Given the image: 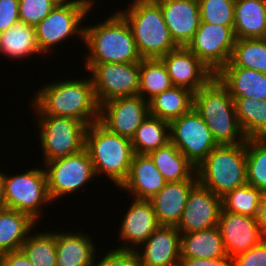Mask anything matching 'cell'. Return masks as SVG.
<instances>
[{"instance_id":"obj_29","label":"cell","mask_w":266,"mask_h":266,"mask_svg":"<svg viewBox=\"0 0 266 266\" xmlns=\"http://www.w3.org/2000/svg\"><path fill=\"white\" fill-rule=\"evenodd\" d=\"M194 105V92L190 89L172 86L149 101V115L169 123L188 113Z\"/></svg>"},{"instance_id":"obj_1","label":"cell","mask_w":266,"mask_h":266,"mask_svg":"<svg viewBox=\"0 0 266 266\" xmlns=\"http://www.w3.org/2000/svg\"><path fill=\"white\" fill-rule=\"evenodd\" d=\"M32 99L35 115L69 117L87 127L99 121L100 106L90 77L50 82L42 86Z\"/></svg>"},{"instance_id":"obj_32","label":"cell","mask_w":266,"mask_h":266,"mask_svg":"<svg viewBox=\"0 0 266 266\" xmlns=\"http://www.w3.org/2000/svg\"><path fill=\"white\" fill-rule=\"evenodd\" d=\"M170 123L148 115L131 139L134 153L149 154L170 142Z\"/></svg>"},{"instance_id":"obj_13","label":"cell","mask_w":266,"mask_h":266,"mask_svg":"<svg viewBox=\"0 0 266 266\" xmlns=\"http://www.w3.org/2000/svg\"><path fill=\"white\" fill-rule=\"evenodd\" d=\"M87 14L88 11L80 5L55 6L49 15L35 26L36 42L41 55L51 52L55 45L75 34L84 40V27L80 24Z\"/></svg>"},{"instance_id":"obj_11","label":"cell","mask_w":266,"mask_h":266,"mask_svg":"<svg viewBox=\"0 0 266 266\" xmlns=\"http://www.w3.org/2000/svg\"><path fill=\"white\" fill-rule=\"evenodd\" d=\"M89 72L99 106L111 99L138 94L140 62L96 63Z\"/></svg>"},{"instance_id":"obj_34","label":"cell","mask_w":266,"mask_h":266,"mask_svg":"<svg viewBox=\"0 0 266 266\" xmlns=\"http://www.w3.org/2000/svg\"><path fill=\"white\" fill-rule=\"evenodd\" d=\"M224 67H243L266 74V39H236L230 61Z\"/></svg>"},{"instance_id":"obj_6","label":"cell","mask_w":266,"mask_h":266,"mask_svg":"<svg viewBox=\"0 0 266 266\" xmlns=\"http://www.w3.org/2000/svg\"><path fill=\"white\" fill-rule=\"evenodd\" d=\"M198 183L223 197L247 184L246 142L218 145L196 167Z\"/></svg>"},{"instance_id":"obj_10","label":"cell","mask_w":266,"mask_h":266,"mask_svg":"<svg viewBox=\"0 0 266 266\" xmlns=\"http://www.w3.org/2000/svg\"><path fill=\"white\" fill-rule=\"evenodd\" d=\"M170 141L197 167L218 146L201 115L193 107L170 122Z\"/></svg>"},{"instance_id":"obj_36","label":"cell","mask_w":266,"mask_h":266,"mask_svg":"<svg viewBox=\"0 0 266 266\" xmlns=\"http://www.w3.org/2000/svg\"><path fill=\"white\" fill-rule=\"evenodd\" d=\"M247 184L266 191V138L246 140Z\"/></svg>"},{"instance_id":"obj_46","label":"cell","mask_w":266,"mask_h":266,"mask_svg":"<svg viewBox=\"0 0 266 266\" xmlns=\"http://www.w3.org/2000/svg\"><path fill=\"white\" fill-rule=\"evenodd\" d=\"M6 207L5 190H4V174L0 171V209Z\"/></svg>"},{"instance_id":"obj_20","label":"cell","mask_w":266,"mask_h":266,"mask_svg":"<svg viewBox=\"0 0 266 266\" xmlns=\"http://www.w3.org/2000/svg\"><path fill=\"white\" fill-rule=\"evenodd\" d=\"M161 7L165 23L178 46L186 47L199 24L198 0H155Z\"/></svg>"},{"instance_id":"obj_9","label":"cell","mask_w":266,"mask_h":266,"mask_svg":"<svg viewBox=\"0 0 266 266\" xmlns=\"http://www.w3.org/2000/svg\"><path fill=\"white\" fill-rule=\"evenodd\" d=\"M44 168L52 202L83 188L96 176L85 148L76 154L53 159L45 163Z\"/></svg>"},{"instance_id":"obj_5","label":"cell","mask_w":266,"mask_h":266,"mask_svg":"<svg viewBox=\"0 0 266 266\" xmlns=\"http://www.w3.org/2000/svg\"><path fill=\"white\" fill-rule=\"evenodd\" d=\"M95 175L103 173L118 187L126 180L134 156L131 140L110 132L99 121L85 131V146Z\"/></svg>"},{"instance_id":"obj_38","label":"cell","mask_w":266,"mask_h":266,"mask_svg":"<svg viewBox=\"0 0 266 266\" xmlns=\"http://www.w3.org/2000/svg\"><path fill=\"white\" fill-rule=\"evenodd\" d=\"M200 22L234 26L235 0H198Z\"/></svg>"},{"instance_id":"obj_44","label":"cell","mask_w":266,"mask_h":266,"mask_svg":"<svg viewBox=\"0 0 266 266\" xmlns=\"http://www.w3.org/2000/svg\"><path fill=\"white\" fill-rule=\"evenodd\" d=\"M0 266H33L25 253L19 250H13L0 254Z\"/></svg>"},{"instance_id":"obj_12","label":"cell","mask_w":266,"mask_h":266,"mask_svg":"<svg viewBox=\"0 0 266 266\" xmlns=\"http://www.w3.org/2000/svg\"><path fill=\"white\" fill-rule=\"evenodd\" d=\"M233 27L200 22L186 47L216 74L230 61L236 41Z\"/></svg>"},{"instance_id":"obj_24","label":"cell","mask_w":266,"mask_h":266,"mask_svg":"<svg viewBox=\"0 0 266 266\" xmlns=\"http://www.w3.org/2000/svg\"><path fill=\"white\" fill-rule=\"evenodd\" d=\"M86 233L56 232V266H93L96 248Z\"/></svg>"},{"instance_id":"obj_15","label":"cell","mask_w":266,"mask_h":266,"mask_svg":"<svg viewBox=\"0 0 266 266\" xmlns=\"http://www.w3.org/2000/svg\"><path fill=\"white\" fill-rule=\"evenodd\" d=\"M221 210V197L197 183L189 192L176 228L181 234L212 228L217 226Z\"/></svg>"},{"instance_id":"obj_35","label":"cell","mask_w":266,"mask_h":266,"mask_svg":"<svg viewBox=\"0 0 266 266\" xmlns=\"http://www.w3.org/2000/svg\"><path fill=\"white\" fill-rule=\"evenodd\" d=\"M20 249L33 266H56V232L28 234Z\"/></svg>"},{"instance_id":"obj_23","label":"cell","mask_w":266,"mask_h":266,"mask_svg":"<svg viewBox=\"0 0 266 266\" xmlns=\"http://www.w3.org/2000/svg\"><path fill=\"white\" fill-rule=\"evenodd\" d=\"M215 77L232 97L266 100V74L243 67H222Z\"/></svg>"},{"instance_id":"obj_37","label":"cell","mask_w":266,"mask_h":266,"mask_svg":"<svg viewBox=\"0 0 266 266\" xmlns=\"http://www.w3.org/2000/svg\"><path fill=\"white\" fill-rule=\"evenodd\" d=\"M262 193L261 189L255 188L250 184L235 188L221 197V211H229L256 218Z\"/></svg>"},{"instance_id":"obj_19","label":"cell","mask_w":266,"mask_h":266,"mask_svg":"<svg viewBox=\"0 0 266 266\" xmlns=\"http://www.w3.org/2000/svg\"><path fill=\"white\" fill-rule=\"evenodd\" d=\"M122 218L119 238L124 242L127 241V244L117 249L136 251L160 226L150 200L133 198V202Z\"/></svg>"},{"instance_id":"obj_43","label":"cell","mask_w":266,"mask_h":266,"mask_svg":"<svg viewBox=\"0 0 266 266\" xmlns=\"http://www.w3.org/2000/svg\"><path fill=\"white\" fill-rule=\"evenodd\" d=\"M179 266H232L228 256L212 259L181 258Z\"/></svg>"},{"instance_id":"obj_17","label":"cell","mask_w":266,"mask_h":266,"mask_svg":"<svg viewBox=\"0 0 266 266\" xmlns=\"http://www.w3.org/2000/svg\"><path fill=\"white\" fill-rule=\"evenodd\" d=\"M165 64L173 86L197 92L215 74L187 47L179 46L160 58Z\"/></svg>"},{"instance_id":"obj_42","label":"cell","mask_w":266,"mask_h":266,"mask_svg":"<svg viewBox=\"0 0 266 266\" xmlns=\"http://www.w3.org/2000/svg\"><path fill=\"white\" fill-rule=\"evenodd\" d=\"M19 21V0H0V33Z\"/></svg>"},{"instance_id":"obj_31","label":"cell","mask_w":266,"mask_h":266,"mask_svg":"<svg viewBox=\"0 0 266 266\" xmlns=\"http://www.w3.org/2000/svg\"><path fill=\"white\" fill-rule=\"evenodd\" d=\"M232 98L239 124L247 139L266 138V100Z\"/></svg>"},{"instance_id":"obj_33","label":"cell","mask_w":266,"mask_h":266,"mask_svg":"<svg viewBox=\"0 0 266 266\" xmlns=\"http://www.w3.org/2000/svg\"><path fill=\"white\" fill-rule=\"evenodd\" d=\"M172 86L167 68L160 58L140 61L139 96L149 102Z\"/></svg>"},{"instance_id":"obj_7","label":"cell","mask_w":266,"mask_h":266,"mask_svg":"<svg viewBox=\"0 0 266 266\" xmlns=\"http://www.w3.org/2000/svg\"><path fill=\"white\" fill-rule=\"evenodd\" d=\"M44 162L76 154L84 149L87 126L79 120L53 115H36Z\"/></svg>"},{"instance_id":"obj_22","label":"cell","mask_w":266,"mask_h":266,"mask_svg":"<svg viewBox=\"0 0 266 266\" xmlns=\"http://www.w3.org/2000/svg\"><path fill=\"white\" fill-rule=\"evenodd\" d=\"M198 180L167 182L166 185L150 199L160 226H177L186 206L191 189Z\"/></svg>"},{"instance_id":"obj_3","label":"cell","mask_w":266,"mask_h":266,"mask_svg":"<svg viewBox=\"0 0 266 266\" xmlns=\"http://www.w3.org/2000/svg\"><path fill=\"white\" fill-rule=\"evenodd\" d=\"M193 107L203 118L218 145L246 142L247 137L239 124L234 100L215 76L194 93Z\"/></svg>"},{"instance_id":"obj_48","label":"cell","mask_w":266,"mask_h":266,"mask_svg":"<svg viewBox=\"0 0 266 266\" xmlns=\"http://www.w3.org/2000/svg\"><path fill=\"white\" fill-rule=\"evenodd\" d=\"M55 6L77 5L76 0H51Z\"/></svg>"},{"instance_id":"obj_27","label":"cell","mask_w":266,"mask_h":266,"mask_svg":"<svg viewBox=\"0 0 266 266\" xmlns=\"http://www.w3.org/2000/svg\"><path fill=\"white\" fill-rule=\"evenodd\" d=\"M228 256L218 229L181 234V258L212 259Z\"/></svg>"},{"instance_id":"obj_45","label":"cell","mask_w":266,"mask_h":266,"mask_svg":"<svg viewBox=\"0 0 266 266\" xmlns=\"http://www.w3.org/2000/svg\"><path fill=\"white\" fill-rule=\"evenodd\" d=\"M257 224L259 225L261 233L266 235V191H263L258 212L256 215Z\"/></svg>"},{"instance_id":"obj_28","label":"cell","mask_w":266,"mask_h":266,"mask_svg":"<svg viewBox=\"0 0 266 266\" xmlns=\"http://www.w3.org/2000/svg\"><path fill=\"white\" fill-rule=\"evenodd\" d=\"M36 223L27 213L1 208L0 254L19 250Z\"/></svg>"},{"instance_id":"obj_2","label":"cell","mask_w":266,"mask_h":266,"mask_svg":"<svg viewBox=\"0 0 266 266\" xmlns=\"http://www.w3.org/2000/svg\"><path fill=\"white\" fill-rule=\"evenodd\" d=\"M83 42L89 52L84 65L87 71L96 63H130L142 60L132 30L118 11L104 22L85 26Z\"/></svg>"},{"instance_id":"obj_8","label":"cell","mask_w":266,"mask_h":266,"mask_svg":"<svg viewBox=\"0 0 266 266\" xmlns=\"http://www.w3.org/2000/svg\"><path fill=\"white\" fill-rule=\"evenodd\" d=\"M42 167L32 168L15 176L4 173L6 208L27 213L36 222L42 214L41 206L52 202L48 193L46 171Z\"/></svg>"},{"instance_id":"obj_21","label":"cell","mask_w":266,"mask_h":266,"mask_svg":"<svg viewBox=\"0 0 266 266\" xmlns=\"http://www.w3.org/2000/svg\"><path fill=\"white\" fill-rule=\"evenodd\" d=\"M166 183L148 154L135 153L128 176L119 189L128 191L134 199L150 200Z\"/></svg>"},{"instance_id":"obj_25","label":"cell","mask_w":266,"mask_h":266,"mask_svg":"<svg viewBox=\"0 0 266 266\" xmlns=\"http://www.w3.org/2000/svg\"><path fill=\"white\" fill-rule=\"evenodd\" d=\"M233 30L236 39L264 38L266 0H235Z\"/></svg>"},{"instance_id":"obj_30","label":"cell","mask_w":266,"mask_h":266,"mask_svg":"<svg viewBox=\"0 0 266 266\" xmlns=\"http://www.w3.org/2000/svg\"><path fill=\"white\" fill-rule=\"evenodd\" d=\"M0 52L12 59H24L41 54L36 42L35 27L19 20L8 30L0 33Z\"/></svg>"},{"instance_id":"obj_39","label":"cell","mask_w":266,"mask_h":266,"mask_svg":"<svg viewBox=\"0 0 266 266\" xmlns=\"http://www.w3.org/2000/svg\"><path fill=\"white\" fill-rule=\"evenodd\" d=\"M54 7L51 0H19V20L35 27Z\"/></svg>"},{"instance_id":"obj_16","label":"cell","mask_w":266,"mask_h":266,"mask_svg":"<svg viewBox=\"0 0 266 266\" xmlns=\"http://www.w3.org/2000/svg\"><path fill=\"white\" fill-rule=\"evenodd\" d=\"M217 226L225 250L231 259L245 253L265 239L256 218L250 216L221 211Z\"/></svg>"},{"instance_id":"obj_14","label":"cell","mask_w":266,"mask_h":266,"mask_svg":"<svg viewBox=\"0 0 266 266\" xmlns=\"http://www.w3.org/2000/svg\"><path fill=\"white\" fill-rule=\"evenodd\" d=\"M149 115V102L141 96L111 99L100 105L99 122L110 132L132 139Z\"/></svg>"},{"instance_id":"obj_47","label":"cell","mask_w":266,"mask_h":266,"mask_svg":"<svg viewBox=\"0 0 266 266\" xmlns=\"http://www.w3.org/2000/svg\"><path fill=\"white\" fill-rule=\"evenodd\" d=\"M94 1L95 0H76V4L82 6L90 12V10L93 9L92 7H94Z\"/></svg>"},{"instance_id":"obj_40","label":"cell","mask_w":266,"mask_h":266,"mask_svg":"<svg viewBox=\"0 0 266 266\" xmlns=\"http://www.w3.org/2000/svg\"><path fill=\"white\" fill-rule=\"evenodd\" d=\"M93 266H139L138 256L134 250L111 249Z\"/></svg>"},{"instance_id":"obj_26","label":"cell","mask_w":266,"mask_h":266,"mask_svg":"<svg viewBox=\"0 0 266 266\" xmlns=\"http://www.w3.org/2000/svg\"><path fill=\"white\" fill-rule=\"evenodd\" d=\"M148 155L167 182L198 180L196 167L171 141Z\"/></svg>"},{"instance_id":"obj_4","label":"cell","mask_w":266,"mask_h":266,"mask_svg":"<svg viewBox=\"0 0 266 266\" xmlns=\"http://www.w3.org/2000/svg\"><path fill=\"white\" fill-rule=\"evenodd\" d=\"M118 11L128 22L142 59L161 58L179 46L172 39L160 5L155 0H134Z\"/></svg>"},{"instance_id":"obj_41","label":"cell","mask_w":266,"mask_h":266,"mask_svg":"<svg viewBox=\"0 0 266 266\" xmlns=\"http://www.w3.org/2000/svg\"><path fill=\"white\" fill-rule=\"evenodd\" d=\"M232 266H266V239L233 258Z\"/></svg>"},{"instance_id":"obj_18","label":"cell","mask_w":266,"mask_h":266,"mask_svg":"<svg viewBox=\"0 0 266 266\" xmlns=\"http://www.w3.org/2000/svg\"><path fill=\"white\" fill-rule=\"evenodd\" d=\"M136 250L139 266H179L181 233L175 226H159Z\"/></svg>"}]
</instances>
